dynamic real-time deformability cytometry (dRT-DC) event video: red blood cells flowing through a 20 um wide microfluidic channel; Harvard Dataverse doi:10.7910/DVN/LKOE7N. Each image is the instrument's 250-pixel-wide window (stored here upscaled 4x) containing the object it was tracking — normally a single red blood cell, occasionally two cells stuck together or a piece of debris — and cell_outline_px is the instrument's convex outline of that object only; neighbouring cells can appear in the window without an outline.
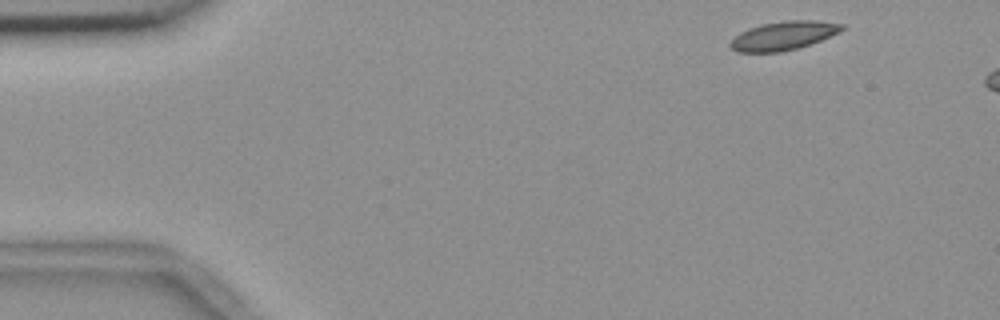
{"species": "common noctule bat (a hibernating species)", "species_latin": "Nyctalus noctula", "temperature_condition": "room temperature", "stored_images_in_passage": 7, "camera_frame_rate_fps": 3000, "um_per_image_px": 0.085, "animal": {"sex": "female", "body_mass_g": 18.4}, "frame": {"image": 1, "passage_image": 1, "time_ms": 0.0, "image_size_px": [1000, 320], "cell_outline_px": [[844, 28], [840, 32], [820, 40], [796, 48], [780, 52], [736, 52], [728, 44], [740, 32], [748, 28], [764, 24], [788, 20], [816, 20], [844, 24]], "centroid_in_image_um": [66.59, 3.03], "position_along_channel_um": 18.4, "area_um2": 18.44}}